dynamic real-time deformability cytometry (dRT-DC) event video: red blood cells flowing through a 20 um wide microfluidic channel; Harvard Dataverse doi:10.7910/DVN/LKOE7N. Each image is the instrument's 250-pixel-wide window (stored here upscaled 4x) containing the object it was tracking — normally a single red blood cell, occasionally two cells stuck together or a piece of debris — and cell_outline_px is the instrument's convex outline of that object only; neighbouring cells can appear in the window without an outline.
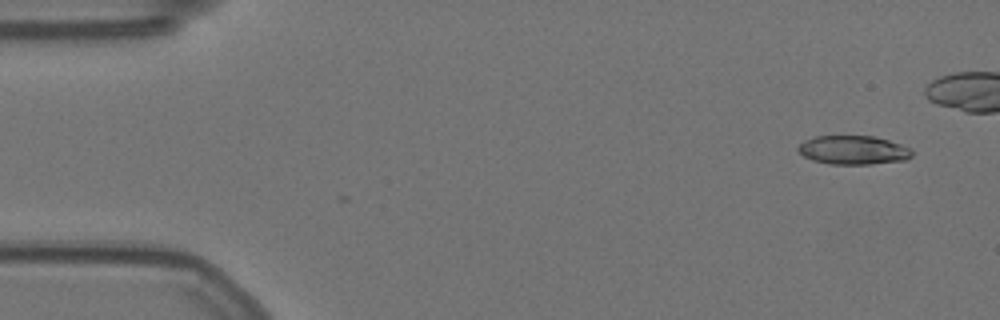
{"species": "Egyptian fruit bat (a non-hibernating species)", "species_latin": "Rousettus aegyptiacus", "temperature_condition": "warm", "stored_images_in_passage": 2, "camera_frame_rate_fps": 3000, "um_per_image_px": 0.085, "animal": {"sex": "female"}, "frame": {"image": 1, "passage_image": 1, "time_ms": 0.0, "image_size_px": [1000, 320], "cell_outline_px": [[912, 156], [904, 160], [872, 164], [828, 164], [812, 160], [804, 156], [796, 148], [804, 140], [816, 136], [876, 136], [912, 148]], "centroid_in_image_um": [72.53, 12.75], "position_along_channel_um": 12.5, "area_um2": 19.19}}